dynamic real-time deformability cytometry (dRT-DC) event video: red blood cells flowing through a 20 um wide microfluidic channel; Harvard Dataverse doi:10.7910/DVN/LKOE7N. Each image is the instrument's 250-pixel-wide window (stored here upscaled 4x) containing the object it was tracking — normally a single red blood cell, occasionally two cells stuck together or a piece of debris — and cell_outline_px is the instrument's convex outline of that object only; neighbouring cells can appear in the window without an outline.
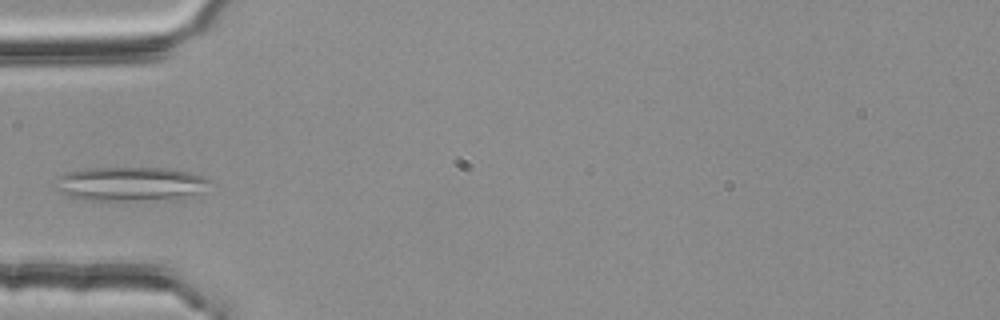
{"species": "common noctule bat (a hibernating species)", "species_latin": "Nyctalus noctula", "temperature_condition": "room temperature", "stored_images_in_passage": 3, "camera_frame_rate_fps": 3000, "um_per_image_px": 0.085, "animal": {"sex": "female", "body_mass_g": 25.1}, "frame": {"image": 1, "passage_image": 3, "time_ms": 0.667, "image_size_px": [1000, 320], "cell_outline_px": [[212, 180], [204, 192], [180, 200], [80, 200], [56, 192], [52, 188], [60, 176], [64, 172], [84, 168], [164, 168], [188, 172], [204, 176]], "centroid_in_image_um": [11.08, 15.65], "position_along_channel_um": 73.9, "area_um2": 31.62}}